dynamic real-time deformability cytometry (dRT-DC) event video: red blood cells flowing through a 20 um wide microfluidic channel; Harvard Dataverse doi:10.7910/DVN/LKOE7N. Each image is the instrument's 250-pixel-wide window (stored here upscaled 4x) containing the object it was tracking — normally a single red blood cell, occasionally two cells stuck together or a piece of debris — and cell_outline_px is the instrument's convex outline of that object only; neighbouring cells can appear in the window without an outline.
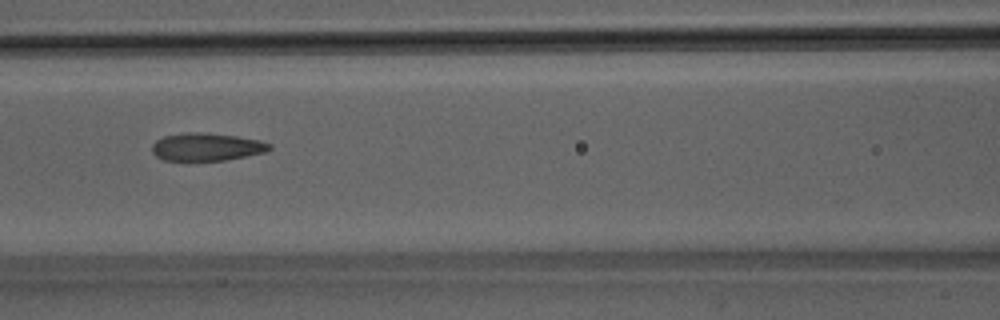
{"species": "Egyptian fruit bat (a non-hibernating species)", "species_latin": "Rousettus aegyptiacus", "temperature_condition": "room temperature", "stored_images_in_passage": 26, "camera_frame_rate_fps": 3000, "um_per_image_px": 0.085, "animal": {"sex": "male"}, "frame": {"image": 1, "passage_image": 11, "time_ms": 3.333, "image_size_px": [1000, 320], "cell_outline_px": [[272, 148], [264, 152], [224, 160], [188, 164], [164, 160], [156, 156], [152, 152], [152, 144], [156, 140], [164, 136], [188, 132], [208, 132], [236, 136], [260, 140], [272, 144]], "centroid_in_image_um": [17.5, 12.52], "position_along_channel_um": 149.1, "area_um2": 19.83}}